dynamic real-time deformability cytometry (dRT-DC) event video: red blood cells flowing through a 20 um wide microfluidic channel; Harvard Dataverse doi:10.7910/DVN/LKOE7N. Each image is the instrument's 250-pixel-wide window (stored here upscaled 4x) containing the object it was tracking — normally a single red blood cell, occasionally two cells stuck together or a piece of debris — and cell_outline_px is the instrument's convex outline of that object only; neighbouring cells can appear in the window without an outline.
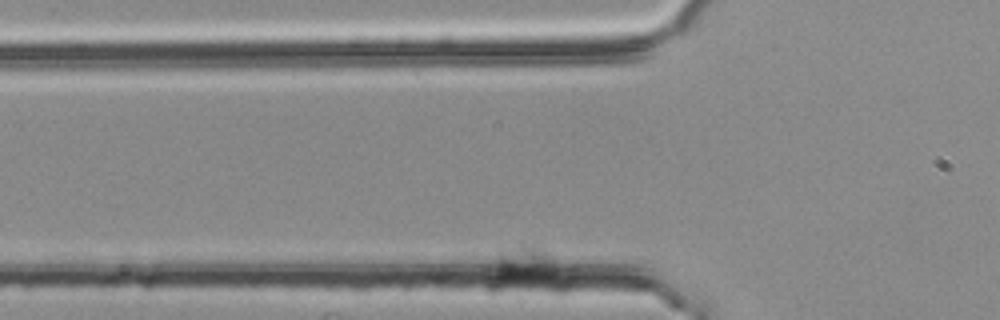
{"species": "common noctule bat (a hibernating species)", "species_latin": "Nyctalus noctula", "temperature_condition": "room temperature", "stored_images_in_passage": 112, "camera_frame_rate_fps": 3000, "um_per_image_px": 0.085, "animal": {"sex": "female", "body_mass_g": 25.1}, "frame": {"image": 1, "passage_image": 15, "time_ms": 4.667, "image_size_px": [1000, 320], "cell_outline_px": [[564, 268], [556, 280], [552, 284], [512, 284], [500, 280], [488, 272], [484, 268], [484, 264], [496, 248], [520, 244], [544, 244], [560, 260]], "centroid_in_image_um": [44.59, 22.49], "position_along_channel_um": 81.2, "area_um2": 18.32}}
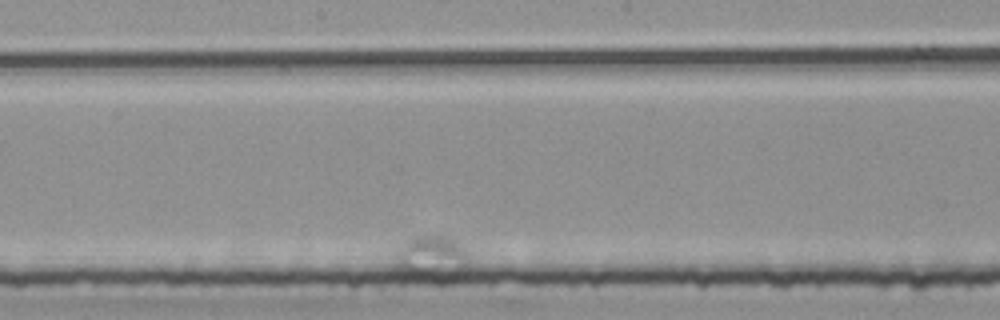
{"frame": {"image": 2, "passage_image": 74, "time_ms": 24.333, "image_size_px": [1000, 320], "cell_outline_px": [[468, 264], [444, 280], [420, 280], [400, 272], [396, 268], [396, 252], [400, 244], [408, 236], [448, 236], [456, 240], [464, 248], [468, 256]], "centroid_in_image_um": [36.6, 21.88], "position_along_channel_um": 211.6, "area_um2": 19.02}}
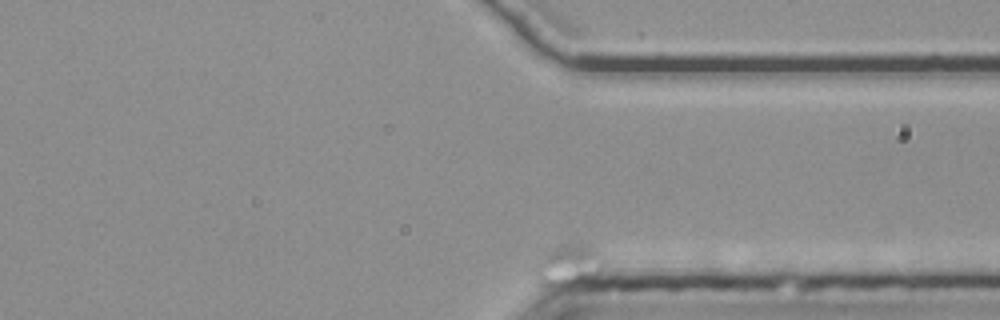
{"frame": {"image": 3, "passage_image": 112, "time_ms": 37.0, "image_size_px": [1000, 320], "cell_outline_px": [[604, 268], [596, 276], [580, 288], [544, 288], [536, 280], [532, 272], [532, 268], [544, 252], [560, 244], [580, 240], [592, 244], [604, 256]], "centroid_in_image_um": [48.34, 22.57], "position_along_channel_um": 363.1, "area_um2": 18.79}}